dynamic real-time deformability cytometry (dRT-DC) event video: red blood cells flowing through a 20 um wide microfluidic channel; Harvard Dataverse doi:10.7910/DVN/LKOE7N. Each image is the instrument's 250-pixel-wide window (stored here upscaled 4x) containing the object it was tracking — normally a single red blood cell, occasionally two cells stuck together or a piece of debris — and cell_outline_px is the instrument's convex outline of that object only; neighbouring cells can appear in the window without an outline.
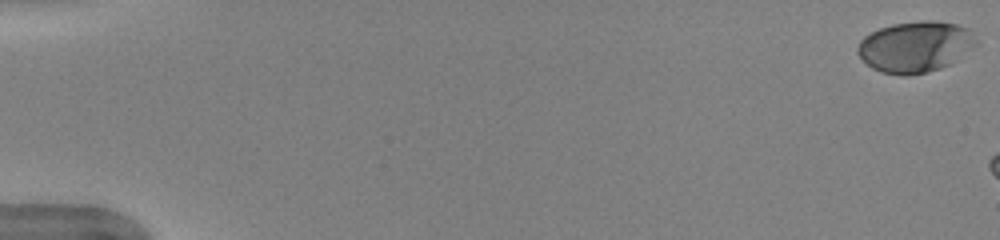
{"species": "human", "species_latin": "Homo sapiens", "temperature_condition": "warm", "stored_images_in_passage": 7, "camera_frame_rate_fps": 3000, "um_per_image_px": 0.085, "donor": {"sex": "female"}, "frame": {"image": 1, "passage_image": 1, "time_ms": 0.0, "image_size_px": [1000, 240], "cell_outline_px": [[980, 44], [948, 64], [940, 68], [928, 72], [908, 76], [904, 76], [880, 72], [872, 68], [856, 52], [856, 48], [860, 40], [864, 36], [880, 28], [892, 24], [920, 20], [932, 20], [956, 24], [968, 28], [980, 40]], "centroid_in_image_um": [77.82, 3.96], "position_along_channel_um": 7.2, "area_um2": 35.55}}